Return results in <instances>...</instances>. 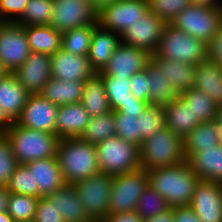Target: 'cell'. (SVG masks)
Listing matches in <instances>:
<instances>
[{
    "mask_svg": "<svg viewBox=\"0 0 222 222\" xmlns=\"http://www.w3.org/2000/svg\"><path fill=\"white\" fill-rule=\"evenodd\" d=\"M147 172L150 186L167 201L171 209L189 206L200 178L187 161Z\"/></svg>",
    "mask_w": 222,
    "mask_h": 222,
    "instance_id": "1",
    "label": "cell"
},
{
    "mask_svg": "<svg viewBox=\"0 0 222 222\" xmlns=\"http://www.w3.org/2000/svg\"><path fill=\"white\" fill-rule=\"evenodd\" d=\"M66 184H75L100 173L95 144L78 138H62L57 149Z\"/></svg>",
    "mask_w": 222,
    "mask_h": 222,
    "instance_id": "2",
    "label": "cell"
},
{
    "mask_svg": "<svg viewBox=\"0 0 222 222\" xmlns=\"http://www.w3.org/2000/svg\"><path fill=\"white\" fill-rule=\"evenodd\" d=\"M19 164L57 156L60 138L56 134L24 128L13 122L4 134Z\"/></svg>",
    "mask_w": 222,
    "mask_h": 222,
    "instance_id": "3",
    "label": "cell"
},
{
    "mask_svg": "<svg viewBox=\"0 0 222 222\" xmlns=\"http://www.w3.org/2000/svg\"><path fill=\"white\" fill-rule=\"evenodd\" d=\"M139 151L141 168L147 171L186 161L183 138L167 126L145 139Z\"/></svg>",
    "mask_w": 222,
    "mask_h": 222,
    "instance_id": "4",
    "label": "cell"
},
{
    "mask_svg": "<svg viewBox=\"0 0 222 222\" xmlns=\"http://www.w3.org/2000/svg\"><path fill=\"white\" fill-rule=\"evenodd\" d=\"M101 173L117 175L141 168L139 146L118 136L95 144Z\"/></svg>",
    "mask_w": 222,
    "mask_h": 222,
    "instance_id": "5",
    "label": "cell"
},
{
    "mask_svg": "<svg viewBox=\"0 0 222 222\" xmlns=\"http://www.w3.org/2000/svg\"><path fill=\"white\" fill-rule=\"evenodd\" d=\"M153 55L198 64L207 57L206 42L167 24Z\"/></svg>",
    "mask_w": 222,
    "mask_h": 222,
    "instance_id": "6",
    "label": "cell"
},
{
    "mask_svg": "<svg viewBox=\"0 0 222 222\" xmlns=\"http://www.w3.org/2000/svg\"><path fill=\"white\" fill-rule=\"evenodd\" d=\"M148 184V172L142 168L113 175L108 214L136 211L139 199Z\"/></svg>",
    "mask_w": 222,
    "mask_h": 222,
    "instance_id": "7",
    "label": "cell"
},
{
    "mask_svg": "<svg viewBox=\"0 0 222 222\" xmlns=\"http://www.w3.org/2000/svg\"><path fill=\"white\" fill-rule=\"evenodd\" d=\"M221 8L191 5L180 12L169 24L206 43L221 28Z\"/></svg>",
    "mask_w": 222,
    "mask_h": 222,
    "instance_id": "8",
    "label": "cell"
},
{
    "mask_svg": "<svg viewBox=\"0 0 222 222\" xmlns=\"http://www.w3.org/2000/svg\"><path fill=\"white\" fill-rule=\"evenodd\" d=\"M112 182L113 175L100 172L73 184L87 214L95 221H103L108 215Z\"/></svg>",
    "mask_w": 222,
    "mask_h": 222,
    "instance_id": "9",
    "label": "cell"
},
{
    "mask_svg": "<svg viewBox=\"0 0 222 222\" xmlns=\"http://www.w3.org/2000/svg\"><path fill=\"white\" fill-rule=\"evenodd\" d=\"M30 54L24 26L16 22H0V62L7 72H14Z\"/></svg>",
    "mask_w": 222,
    "mask_h": 222,
    "instance_id": "10",
    "label": "cell"
},
{
    "mask_svg": "<svg viewBox=\"0 0 222 222\" xmlns=\"http://www.w3.org/2000/svg\"><path fill=\"white\" fill-rule=\"evenodd\" d=\"M50 25L59 32L98 23V14L88 0H53Z\"/></svg>",
    "mask_w": 222,
    "mask_h": 222,
    "instance_id": "11",
    "label": "cell"
},
{
    "mask_svg": "<svg viewBox=\"0 0 222 222\" xmlns=\"http://www.w3.org/2000/svg\"><path fill=\"white\" fill-rule=\"evenodd\" d=\"M149 12L148 0H121L98 14V23L120 35Z\"/></svg>",
    "mask_w": 222,
    "mask_h": 222,
    "instance_id": "12",
    "label": "cell"
},
{
    "mask_svg": "<svg viewBox=\"0 0 222 222\" xmlns=\"http://www.w3.org/2000/svg\"><path fill=\"white\" fill-rule=\"evenodd\" d=\"M58 108L39 93L29 94L22 113L15 122L24 128L56 134Z\"/></svg>",
    "mask_w": 222,
    "mask_h": 222,
    "instance_id": "13",
    "label": "cell"
},
{
    "mask_svg": "<svg viewBox=\"0 0 222 222\" xmlns=\"http://www.w3.org/2000/svg\"><path fill=\"white\" fill-rule=\"evenodd\" d=\"M167 23L150 11L121 35V43L143 49L153 55Z\"/></svg>",
    "mask_w": 222,
    "mask_h": 222,
    "instance_id": "14",
    "label": "cell"
},
{
    "mask_svg": "<svg viewBox=\"0 0 222 222\" xmlns=\"http://www.w3.org/2000/svg\"><path fill=\"white\" fill-rule=\"evenodd\" d=\"M151 54L147 51L120 43L113 56L98 75L130 79L132 75L146 68Z\"/></svg>",
    "mask_w": 222,
    "mask_h": 222,
    "instance_id": "15",
    "label": "cell"
},
{
    "mask_svg": "<svg viewBox=\"0 0 222 222\" xmlns=\"http://www.w3.org/2000/svg\"><path fill=\"white\" fill-rule=\"evenodd\" d=\"M189 206L201 222H222V183L200 180Z\"/></svg>",
    "mask_w": 222,
    "mask_h": 222,
    "instance_id": "16",
    "label": "cell"
},
{
    "mask_svg": "<svg viewBox=\"0 0 222 222\" xmlns=\"http://www.w3.org/2000/svg\"><path fill=\"white\" fill-rule=\"evenodd\" d=\"M12 73L29 94H37L52 78L51 56L31 52L26 61Z\"/></svg>",
    "mask_w": 222,
    "mask_h": 222,
    "instance_id": "17",
    "label": "cell"
},
{
    "mask_svg": "<svg viewBox=\"0 0 222 222\" xmlns=\"http://www.w3.org/2000/svg\"><path fill=\"white\" fill-rule=\"evenodd\" d=\"M51 73L52 78L69 82H85L96 74L88 56L76 55L62 48L51 55Z\"/></svg>",
    "mask_w": 222,
    "mask_h": 222,
    "instance_id": "18",
    "label": "cell"
},
{
    "mask_svg": "<svg viewBox=\"0 0 222 222\" xmlns=\"http://www.w3.org/2000/svg\"><path fill=\"white\" fill-rule=\"evenodd\" d=\"M25 165L33 172L34 188H39L40 197L47 196L66 184L57 157L40 159Z\"/></svg>",
    "mask_w": 222,
    "mask_h": 222,
    "instance_id": "19",
    "label": "cell"
},
{
    "mask_svg": "<svg viewBox=\"0 0 222 222\" xmlns=\"http://www.w3.org/2000/svg\"><path fill=\"white\" fill-rule=\"evenodd\" d=\"M120 43L119 33L107 30L100 24L94 28L88 59L96 73L104 69Z\"/></svg>",
    "mask_w": 222,
    "mask_h": 222,
    "instance_id": "20",
    "label": "cell"
},
{
    "mask_svg": "<svg viewBox=\"0 0 222 222\" xmlns=\"http://www.w3.org/2000/svg\"><path fill=\"white\" fill-rule=\"evenodd\" d=\"M150 60L160 69L179 95L194 87L196 64L175 61L158 55H151Z\"/></svg>",
    "mask_w": 222,
    "mask_h": 222,
    "instance_id": "21",
    "label": "cell"
},
{
    "mask_svg": "<svg viewBox=\"0 0 222 222\" xmlns=\"http://www.w3.org/2000/svg\"><path fill=\"white\" fill-rule=\"evenodd\" d=\"M91 116L81 102L58 108L56 135L62 138H78L90 122Z\"/></svg>",
    "mask_w": 222,
    "mask_h": 222,
    "instance_id": "22",
    "label": "cell"
},
{
    "mask_svg": "<svg viewBox=\"0 0 222 222\" xmlns=\"http://www.w3.org/2000/svg\"><path fill=\"white\" fill-rule=\"evenodd\" d=\"M186 161L200 180L222 183V144L193 152Z\"/></svg>",
    "mask_w": 222,
    "mask_h": 222,
    "instance_id": "23",
    "label": "cell"
},
{
    "mask_svg": "<svg viewBox=\"0 0 222 222\" xmlns=\"http://www.w3.org/2000/svg\"><path fill=\"white\" fill-rule=\"evenodd\" d=\"M28 96L13 73L8 72L0 79V107L13 122L21 115Z\"/></svg>",
    "mask_w": 222,
    "mask_h": 222,
    "instance_id": "24",
    "label": "cell"
},
{
    "mask_svg": "<svg viewBox=\"0 0 222 222\" xmlns=\"http://www.w3.org/2000/svg\"><path fill=\"white\" fill-rule=\"evenodd\" d=\"M61 212L65 222L94 221L85 210L73 184H65L62 188L47 195Z\"/></svg>",
    "mask_w": 222,
    "mask_h": 222,
    "instance_id": "25",
    "label": "cell"
},
{
    "mask_svg": "<svg viewBox=\"0 0 222 222\" xmlns=\"http://www.w3.org/2000/svg\"><path fill=\"white\" fill-rule=\"evenodd\" d=\"M164 112L165 126L183 139L200 124L180 95L164 107Z\"/></svg>",
    "mask_w": 222,
    "mask_h": 222,
    "instance_id": "26",
    "label": "cell"
},
{
    "mask_svg": "<svg viewBox=\"0 0 222 222\" xmlns=\"http://www.w3.org/2000/svg\"><path fill=\"white\" fill-rule=\"evenodd\" d=\"M194 87L203 91L217 106H222V70L207 59L196 64Z\"/></svg>",
    "mask_w": 222,
    "mask_h": 222,
    "instance_id": "27",
    "label": "cell"
},
{
    "mask_svg": "<svg viewBox=\"0 0 222 222\" xmlns=\"http://www.w3.org/2000/svg\"><path fill=\"white\" fill-rule=\"evenodd\" d=\"M84 85L85 82H69L51 78L39 94L57 106L79 103L82 99Z\"/></svg>",
    "mask_w": 222,
    "mask_h": 222,
    "instance_id": "28",
    "label": "cell"
},
{
    "mask_svg": "<svg viewBox=\"0 0 222 222\" xmlns=\"http://www.w3.org/2000/svg\"><path fill=\"white\" fill-rule=\"evenodd\" d=\"M31 52L52 55L62 48V32L51 25L24 26Z\"/></svg>",
    "mask_w": 222,
    "mask_h": 222,
    "instance_id": "29",
    "label": "cell"
},
{
    "mask_svg": "<svg viewBox=\"0 0 222 222\" xmlns=\"http://www.w3.org/2000/svg\"><path fill=\"white\" fill-rule=\"evenodd\" d=\"M81 103L90 116H99L112 112L104 82L97 73L85 81Z\"/></svg>",
    "mask_w": 222,
    "mask_h": 222,
    "instance_id": "30",
    "label": "cell"
},
{
    "mask_svg": "<svg viewBox=\"0 0 222 222\" xmlns=\"http://www.w3.org/2000/svg\"><path fill=\"white\" fill-rule=\"evenodd\" d=\"M149 80V104L165 107L179 96L175 88L161 73L160 69L150 60L145 68Z\"/></svg>",
    "mask_w": 222,
    "mask_h": 222,
    "instance_id": "31",
    "label": "cell"
},
{
    "mask_svg": "<svg viewBox=\"0 0 222 222\" xmlns=\"http://www.w3.org/2000/svg\"><path fill=\"white\" fill-rule=\"evenodd\" d=\"M184 154L187 159L193 152H199L204 148L215 147L219 139L216 133L214 121L200 123L184 139Z\"/></svg>",
    "mask_w": 222,
    "mask_h": 222,
    "instance_id": "32",
    "label": "cell"
},
{
    "mask_svg": "<svg viewBox=\"0 0 222 222\" xmlns=\"http://www.w3.org/2000/svg\"><path fill=\"white\" fill-rule=\"evenodd\" d=\"M115 125L114 111L104 115L91 116L90 122L79 138L85 142L97 144L116 136Z\"/></svg>",
    "mask_w": 222,
    "mask_h": 222,
    "instance_id": "33",
    "label": "cell"
},
{
    "mask_svg": "<svg viewBox=\"0 0 222 222\" xmlns=\"http://www.w3.org/2000/svg\"><path fill=\"white\" fill-rule=\"evenodd\" d=\"M180 96L189 108H191L194 116H196V119L200 123L215 119L218 106L203 91L192 87L180 94Z\"/></svg>",
    "mask_w": 222,
    "mask_h": 222,
    "instance_id": "34",
    "label": "cell"
},
{
    "mask_svg": "<svg viewBox=\"0 0 222 222\" xmlns=\"http://www.w3.org/2000/svg\"><path fill=\"white\" fill-rule=\"evenodd\" d=\"M98 24H90L74 28L62 33V49L80 56H88L94 28Z\"/></svg>",
    "mask_w": 222,
    "mask_h": 222,
    "instance_id": "35",
    "label": "cell"
},
{
    "mask_svg": "<svg viewBox=\"0 0 222 222\" xmlns=\"http://www.w3.org/2000/svg\"><path fill=\"white\" fill-rule=\"evenodd\" d=\"M53 7V0H29L24 13L16 23L23 26L50 25Z\"/></svg>",
    "mask_w": 222,
    "mask_h": 222,
    "instance_id": "36",
    "label": "cell"
},
{
    "mask_svg": "<svg viewBox=\"0 0 222 222\" xmlns=\"http://www.w3.org/2000/svg\"><path fill=\"white\" fill-rule=\"evenodd\" d=\"M105 85L107 98L112 111H117L132 99L130 79L114 78L109 75H99Z\"/></svg>",
    "mask_w": 222,
    "mask_h": 222,
    "instance_id": "37",
    "label": "cell"
},
{
    "mask_svg": "<svg viewBox=\"0 0 222 222\" xmlns=\"http://www.w3.org/2000/svg\"><path fill=\"white\" fill-rule=\"evenodd\" d=\"M39 198L10 193L7 212L15 222H32L35 218Z\"/></svg>",
    "mask_w": 222,
    "mask_h": 222,
    "instance_id": "38",
    "label": "cell"
},
{
    "mask_svg": "<svg viewBox=\"0 0 222 222\" xmlns=\"http://www.w3.org/2000/svg\"><path fill=\"white\" fill-rule=\"evenodd\" d=\"M167 201L150 184L141 195L136 213L143 219L155 217L170 210Z\"/></svg>",
    "mask_w": 222,
    "mask_h": 222,
    "instance_id": "39",
    "label": "cell"
},
{
    "mask_svg": "<svg viewBox=\"0 0 222 222\" xmlns=\"http://www.w3.org/2000/svg\"><path fill=\"white\" fill-rule=\"evenodd\" d=\"M137 120L139 121L140 140L143 142L165 127L164 107L149 105Z\"/></svg>",
    "mask_w": 222,
    "mask_h": 222,
    "instance_id": "40",
    "label": "cell"
},
{
    "mask_svg": "<svg viewBox=\"0 0 222 222\" xmlns=\"http://www.w3.org/2000/svg\"><path fill=\"white\" fill-rule=\"evenodd\" d=\"M10 193L31 195L40 198L39 188H34L33 172L25 164H19L7 185Z\"/></svg>",
    "mask_w": 222,
    "mask_h": 222,
    "instance_id": "41",
    "label": "cell"
},
{
    "mask_svg": "<svg viewBox=\"0 0 222 222\" xmlns=\"http://www.w3.org/2000/svg\"><path fill=\"white\" fill-rule=\"evenodd\" d=\"M114 116L116 136L140 147L142 141L140 140L138 116L119 111H114Z\"/></svg>",
    "mask_w": 222,
    "mask_h": 222,
    "instance_id": "42",
    "label": "cell"
},
{
    "mask_svg": "<svg viewBox=\"0 0 222 222\" xmlns=\"http://www.w3.org/2000/svg\"><path fill=\"white\" fill-rule=\"evenodd\" d=\"M149 11L169 24L180 12L192 5L191 0H148Z\"/></svg>",
    "mask_w": 222,
    "mask_h": 222,
    "instance_id": "43",
    "label": "cell"
},
{
    "mask_svg": "<svg viewBox=\"0 0 222 222\" xmlns=\"http://www.w3.org/2000/svg\"><path fill=\"white\" fill-rule=\"evenodd\" d=\"M19 165L11 143L5 135H0V186H6Z\"/></svg>",
    "mask_w": 222,
    "mask_h": 222,
    "instance_id": "44",
    "label": "cell"
},
{
    "mask_svg": "<svg viewBox=\"0 0 222 222\" xmlns=\"http://www.w3.org/2000/svg\"><path fill=\"white\" fill-rule=\"evenodd\" d=\"M33 222H65L56 205L47 197L39 198Z\"/></svg>",
    "mask_w": 222,
    "mask_h": 222,
    "instance_id": "45",
    "label": "cell"
},
{
    "mask_svg": "<svg viewBox=\"0 0 222 222\" xmlns=\"http://www.w3.org/2000/svg\"><path fill=\"white\" fill-rule=\"evenodd\" d=\"M29 0H0V22H16Z\"/></svg>",
    "mask_w": 222,
    "mask_h": 222,
    "instance_id": "46",
    "label": "cell"
},
{
    "mask_svg": "<svg viewBox=\"0 0 222 222\" xmlns=\"http://www.w3.org/2000/svg\"><path fill=\"white\" fill-rule=\"evenodd\" d=\"M149 83L150 82L147 77L146 69H143L142 71L132 75L130 78L132 95L140 100L149 102V92H150Z\"/></svg>",
    "mask_w": 222,
    "mask_h": 222,
    "instance_id": "47",
    "label": "cell"
},
{
    "mask_svg": "<svg viewBox=\"0 0 222 222\" xmlns=\"http://www.w3.org/2000/svg\"><path fill=\"white\" fill-rule=\"evenodd\" d=\"M208 61L219 65L222 70V27L206 43Z\"/></svg>",
    "mask_w": 222,
    "mask_h": 222,
    "instance_id": "48",
    "label": "cell"
},
{
    "mask_svg": "<svg viewBox=\"0 0 222 222\" xmlns=\"http://www.w3.org/2000/svg\"><path fill=\"white\" fill-rule=\"evenodd\" d=\"M149 105V102H145L136 98L135 96H132V99L127 101L124 106H122L117 111H119L120 113L139 116L147 109Z\"/></svg>",
    "mask_w": 222,
    "mask_h": 222,
    "instance_id": "49",
    "label": "cell"
},
{
    "mask_svg": "<svg viewBox=\"0 0 222 222\" xmlns=\"http://www.w3.org/2000/svg\"><path fill=\"white\" fill-rule=\"evenodd\" d=\"M174 222H201L190 206L173 208Z\"/></svg>",
    "mask_w": 222,
    "mask_h": 222,
    "instance_id": "50",
    "label": "cell"
},
{
    "mask_svg": "<svg viewBox=\"0 0 222 222\" xmlns=\"http://www.w3.org/2000/svg\"><path fill=\"white\" fill-rule=\"evenodd\" d=\"M103 222H145L137 213L125 212L117 214H108Z\"/></svg>",
    "mask_w": 222,
    "mask_h": 222,
    "instance_id": "51",
    "label": "cell"
},
{
    "mask_svg": "<svg viewBox=\"0 0 222 222\" xmlns=\"http://www.w3.org/2000/svg\"><path fill=\"white\" fill-rule=\"evenodd\" d=\"M89 4L92 6L94 11L99 14L102 12L105 8H107L109 5H112L118 1L121 0H88Z\"/></svg>",
    "mask_w": 222,
    "mask_h": 222,
    "instance_id": "52",
    "label": "cell"
},
{
    "mask_svg": "<svg viewBox=\"0 0 222 222\" xmlns=\"http://www.w3.org/2000/svg\"><path fill=\"white\" fill-rule=\"evenodd\" d=\"M13 121L8 117L5 111L0 107V135H4L12 126Z\"/></svg>",
    "mask_w": 222,
    "mask_h": 222,
    "instance_id": "53",
    "label": "cell"
},
{
    "mask_svg": "<svg viewBox=\"0 0 222 222\" xmlns=\"http://www.w3.org/2000/svg\"><path fill=\"white\" fill-rule=\"evenodd\" d=\"M145 222H174L173 208L163 214L149 218Z\"/></svg>",
    "mask_w": 222,
    "mask_h": 222,
    "instance_id": "54",
    "label": "cell"
},
{
    "mask_svg": "<svg viewBox=\"0 0 222 222\" xmlns=\"http://www.w3.org/2000/svg\"><path fill=\"white\" fill-rule=\"evenodd\" d=\"M213 121L216 127L217 137L219 142L222 144V106H218L215 119Z\"/></svg>",
    "mask_w": 222,
    "mask_h": 222,
    "instance_id": "55",
    "label": "cell"
},
{
    "mask_svg": "<svg viewBox=\"0 0 222 222\" xmlns=\"http://www.w3.org/2000/svg\"><path fill=\"white\" fill-rule=\"evenodd\" d=\"M10 198V192L6 186H0V212L7 211Z\"/></svg>",
    "mask_w": 222,
    "mask_h": 222,
    "instance_id": "56",
    "label": "cell"
},
{
    "mask_svg": "<svg viewBox=\"0 0 222 222\" xmlns=\"http://www.w3.org/2000/svg\"><path fill=\"white\" fill-rule=\"evenodd\" d=\"M192 5L208 6L210 8H221V0H191Z\"/></svg>",
    "mask_w": 222,
    "mask_h": 222,
    "instance_id": "57",
    "label": "cell"
},
{
    "mask_svg": "<svg viewBox=\"0 0 222 222\" xmlns=\"http://www.w3.org/2000/svg\"><path fill=\"white\" fill-rule=\"evenodd\" d=\"M0 222H15L7 211L0 212Z\"/></svg>",
    "mask_w": 222,
    "mask_h": 222,
    "instance_id": "58",
    "label": "cell"
},
{
    "mask_svg": "<svg viewBox=\"0 0 222 222\" xmlns=\"http://www.w3.org/2000/svg\"><path fill=\"white\" fill-rule=\"evenodd\" d=\"M7 70L3 67L2 63L0 62V79L7 74Z\"/></svg>",
    "mask_w": 222,
    "mask_h": 222,
    "instance_id": "59",
    "label": "cell"
}]
</instances>
